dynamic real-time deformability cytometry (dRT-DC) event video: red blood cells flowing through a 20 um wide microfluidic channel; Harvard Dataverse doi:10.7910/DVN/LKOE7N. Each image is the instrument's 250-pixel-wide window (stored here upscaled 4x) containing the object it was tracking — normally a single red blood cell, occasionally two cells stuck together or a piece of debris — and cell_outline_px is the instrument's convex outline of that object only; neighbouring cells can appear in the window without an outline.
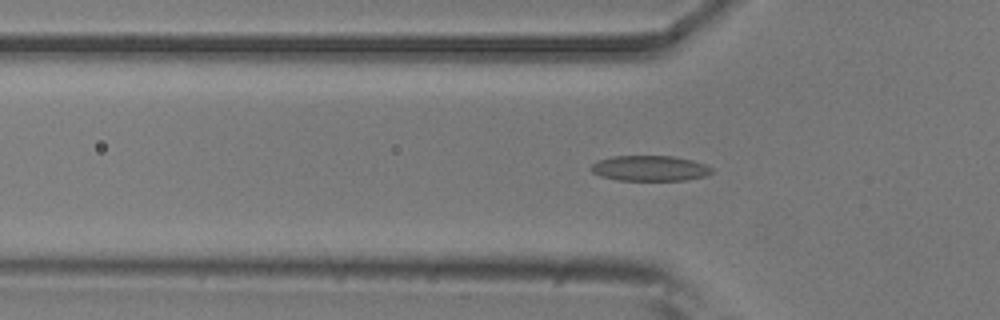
{"species": "common noctule bat (a hibernating species)", "species_latin": "Nyctalus noctula", "temperature_condition": "room temperature", "stored_images_in_passage": 47, "camera_frame_rate_fps": 3000, "um_per_image_px": 0.085, "animal": {"sex": "male", "body_mass_g": 20.5, "forearm_length_mm": 52.5}, "frame": {"image": 1, "passage_image": 16, "time_ms": 5.0, "image_size_px": [1000, 320], "cell_outline_px": [[712, 172], [708, 176], [684, 180], [616, 180], [600, 176], [592, 172], [588, 168], [596, 160], [612, 156], [676, 156], [708, 164], [712, 168]], "centroid_in_image_um": [55.23, 14.3], "position_along_channel_um": 70.6, "area_um2": 18.21}}
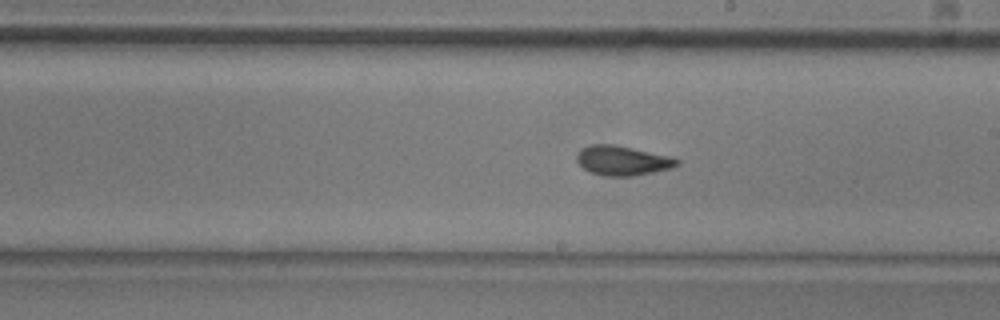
{"frame": {"image": 2, "passage_image": 29, "time_ms": 9.333, "image_size_px": [1000, 320], "cell_outline_px": [[680, 164], [672, 168], [632, 176], [600, 176], [588, 172], [576, 160], [576, 156], [580, 148], [592, 144], [612, 144], [672, 156], [680, 160]], "centroid_in_image_um": [52.9, 13.65], "position_along_channel_um": 236.1, "area_um2": 17.46}}
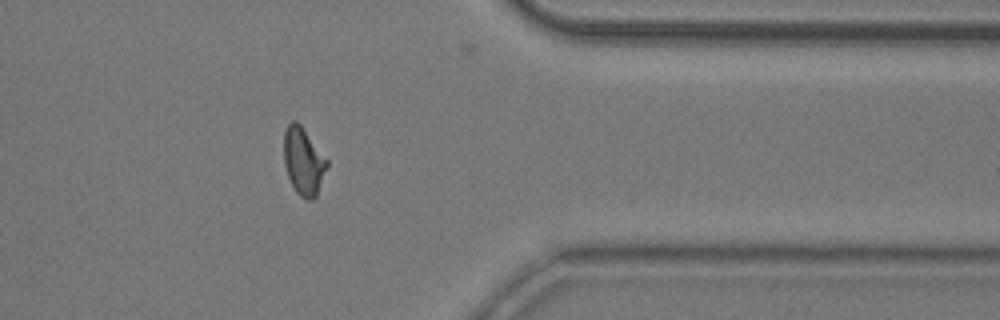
{"frame": {"image": 3, "passage_image": 42, "time_ms": 13.667, "image_size_px": [1000, 320], "cell_outline_px": [[328, 164], [316, 196], [312, 200], [304, 200], [296, 192], [288, 176], [284, 164], [284, 132], [288, 124], [292, 120], [296, 120], [300, 124], [328, 160]], "centroid_in_image_um": [25.78, 13.71], "position_along_channel_um": 385.6, "area_um2": 16.82}}